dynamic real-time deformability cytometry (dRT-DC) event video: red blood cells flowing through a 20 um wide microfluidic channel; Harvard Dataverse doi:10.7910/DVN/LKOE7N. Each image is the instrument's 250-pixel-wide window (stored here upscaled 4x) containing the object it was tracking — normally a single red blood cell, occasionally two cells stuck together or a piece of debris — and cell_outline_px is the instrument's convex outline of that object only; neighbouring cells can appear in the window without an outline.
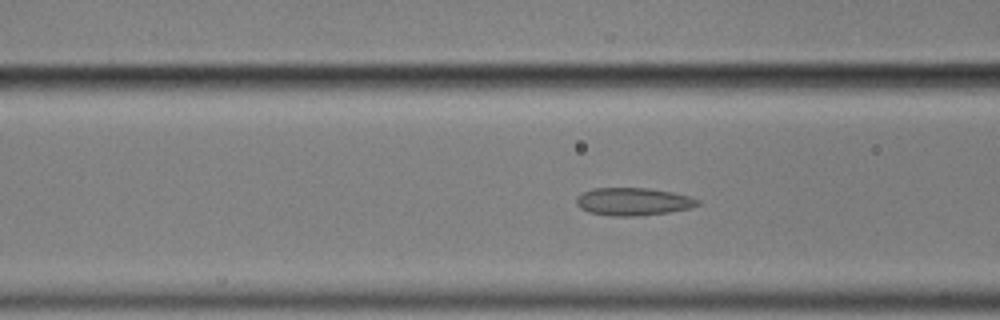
{"species": "common noctule bat (a hibernating species)", "species_latin": "Nyctalus noctula", "temperature_condition": "cold", "stored_images_in_passage": 56, "camera_frame_rate_fps": 3000, "um_per_image_px": 0.085, "animal": {"sex": "male", "body_mass_g": 17.9}, "frame": {"image": 1, "passage_image": 21, "time_ms": 6.667, "image_size_px": [1000, 320], "cell_outline_px": [[700, 204], [692, 208], [668, 212], [636, 216], [612, 216], [588, 212], [580, 208], [576, 204], [576, 196], [592, 188], [648, 188], [672, 192], [688, 196], [700, 200]], "centroid_in_image_um": [53.8, 17.13], "position_along_channel_um": 112.8, "area_um2": 19.65}}
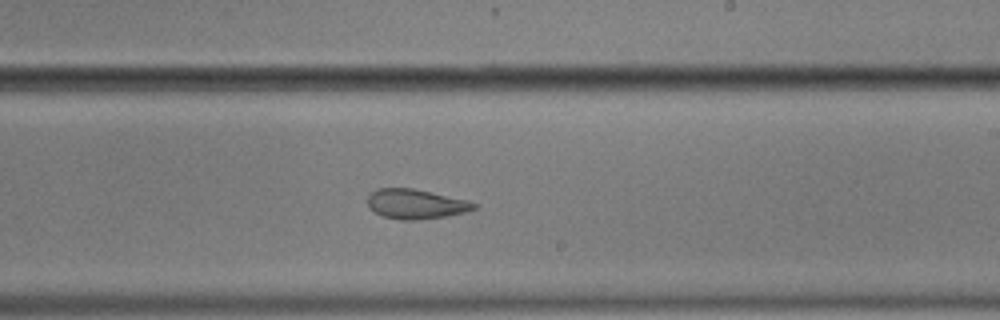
{"frame": {"image": 2, "passage_image": 33, "time_ms": 10.667, "image_size_px": [1000, 320], "cell_outline_px": [[480, 204], [476, 208], [468, 212], [420, 220], [400, 220], [384, 216], [376, 212], [368, 204], [368, 196], [376, 188], [412, 188], [464, 200]], "centroid_in_image_um": [35.36, 17.35], "position_along_channel_um": 253.6, "area_um2": 18.15}}
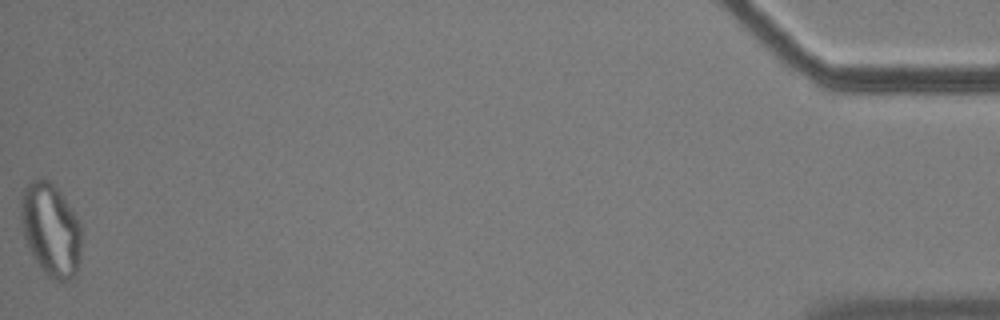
{"frame": {"image": 3, "passage_image": 56, "time_ms": 18.333, "image_size_px": [1000, 320], "cell_outline_px": [[80, 256], [76, 272], [68, 280], [52, 280], [44, 272], [28, 248], [24, 236], [20, 220], [20, 200], [24, 188], [28, 180], [36, 176], [48, 180], [60, 192], [80, 220]], "centroid_in_image_um": [4.28, 19.46], "position_along_channel_um": 430.9, "area_um2": 33.0}, "authors_computed_cell_mechanics": {"area_um2": 20.4323, "velocity_mm_per_s": 3.5222, "shape_relaxation_time_tau1_ms": null, "shape_relaxation_time_tau2_ms": 1.7656, "deformation_change_tau1": null, "deformation_change_tau2": 0.0749}}